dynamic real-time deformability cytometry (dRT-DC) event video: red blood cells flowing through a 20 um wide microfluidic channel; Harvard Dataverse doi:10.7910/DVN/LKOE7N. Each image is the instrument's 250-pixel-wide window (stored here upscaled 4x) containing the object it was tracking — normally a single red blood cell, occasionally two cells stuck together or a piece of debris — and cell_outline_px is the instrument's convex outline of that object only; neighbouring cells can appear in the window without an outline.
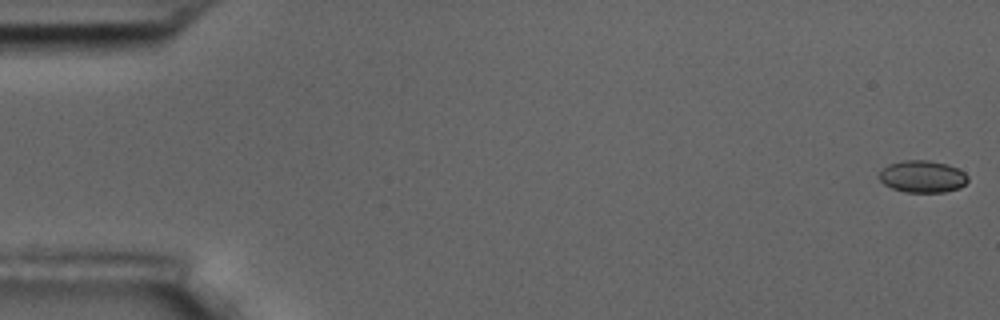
{"species": "common noctule bat (a hibernating species)", "species_latin": "Nyctalus noctula", "temperature_condition": "room temperature", "stored_images_in_passage": 56, "camera_frame_rate_fps": 3000, "um_per_image_px": 0.085, "animal": {"sex": "male", "body_mass_g": 17.5, "forearm_length_mm": 52.3}, "frame": {"image": 1, "passage_image": 1, "time_ms": 0.0, "image_size_px": [1000, 320], "cell_outline_px": [[968, 180], [960, 188], [944, 192], [904, 192], [892, 188], [884, 184], [880, 180], [880, 172], [888, 164], [904, 160], [928, 160], [944, 164], [956, 168], [964, 172], [968, 176]], "centroid_in_image_um": [78.41, 15.01], "position_along_channel_um": 6.6, "area_um2": 16.42}}
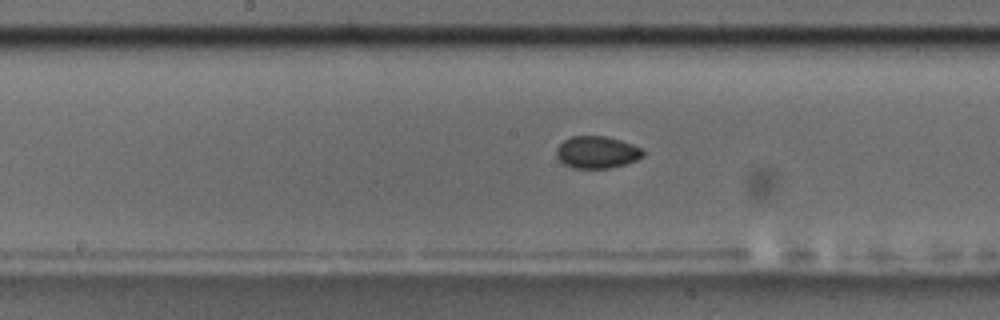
{"frame": {"image": 2, "passage_image": 29, "time_ms": 9.333, "image_size_px": [1000, 320], "cell_outline_px": [[644, 156], [636, 160], [624, 164], [608, 168], [572, 168], [564, 164], [556, 156], [556, 148], [564, 140], [572, 136], [604, 136], [620, 140], [644, 148]], "centroid_in_image_um": [50.74, 12.94], "position_along_channel_um": 197.5, "area_um2": 16.24}}
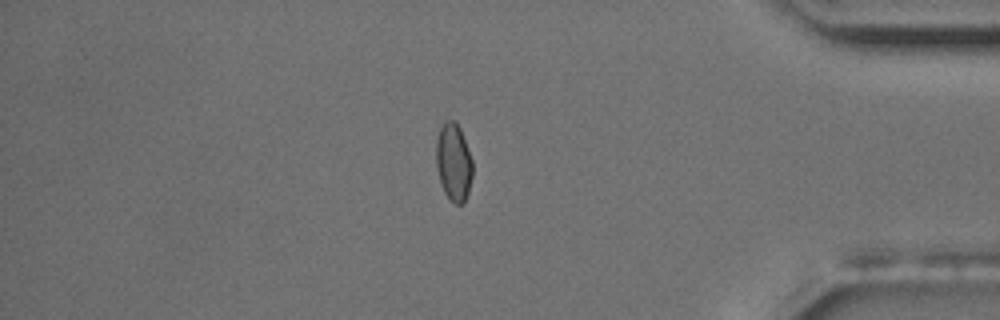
{"frame": {"image": 3, "passage_image": 48, "time_ms": 15.667, "image_size_px": [1000, 320], "cell_outline_px": [[472, 176], [468, 192], [464, 200], [460, 204], [456, 204], [444, 192], [436, 168], [436, 140], [440, 128], [444, 120], [452, 120], [460, 128], [472, 160]], "centroid_in_image_um": [38.54, 13.75], "position_along_channel_um": 396.7, "area_um2": 16.24}, "authors_computed_cell_mechanics": {"area_um2": 16.2129, "velocity_mm_per_s": 3.6356, "shape_relaxation_time_tau1_ms": null, "shape_relaxation_time_tau2_ms": 2.0266, "deformation_change_tau1": null, "deformation_change_tau2": 0.0404}}